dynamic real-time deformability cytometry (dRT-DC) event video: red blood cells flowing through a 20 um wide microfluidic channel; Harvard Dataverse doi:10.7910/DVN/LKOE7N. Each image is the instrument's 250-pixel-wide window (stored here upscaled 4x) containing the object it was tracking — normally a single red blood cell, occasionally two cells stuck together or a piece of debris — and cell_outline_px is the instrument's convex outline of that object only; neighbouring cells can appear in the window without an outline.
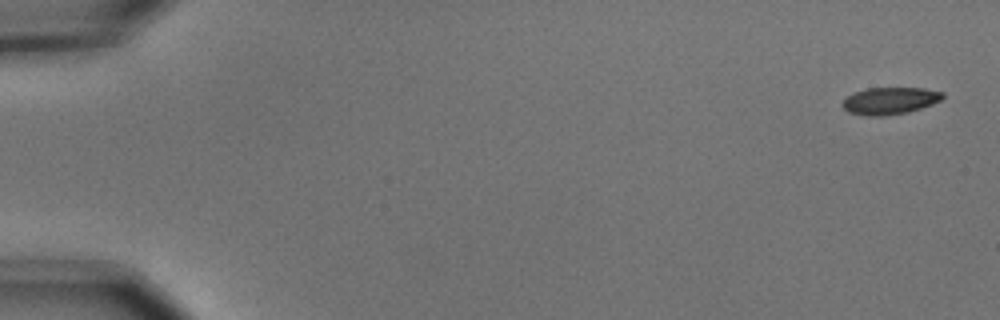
{"species": "common noctule bat (a hibernating species)", "species_latin": "Nyctalus noctula", "temperature_condition": "cold", "stored_images_in_passage": 5, "camera_frame_rate_fps": 3000, "um_per_image_px": 0.085, "animal": {"sex": "male", "body_mass_g": 15.6}, "frame": {"image": 1, "passage_image": 1, "time_ms": 0.0, "image_size_px": [1000, 320], "cell_outline_px": [[944, 96], [940, 100], [932, 104], [908, 112], [884, 116], [868, 116], [848, 112], [840, 104], [852, 92], [868, 88], [924, 88], [944, 92]], "centroid_in_image_um": [75.62, 8.56], "position_along_channel_um": 9.4, "area_um2": 15.84}}
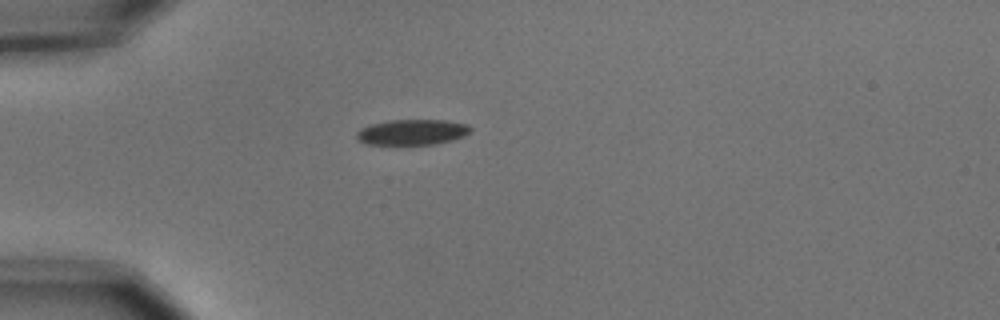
{"frame": {"image": 2, "passage_image": 5, "time_ms": 1.333, "image_size_px": [1000, 320], "cell_outline_px": [[472, 128], [464, 136], [452, 140], [436, 144], [400, 148], [364, 144], [356, 136], [356, 132], [360, 128], [372, 124], [388, 120], [444, 120], [468, 124]], "centroid_in_image_um": [34.97, 11.29], "position_along_channel_um": 50.0, "area_um2": 17.92}}